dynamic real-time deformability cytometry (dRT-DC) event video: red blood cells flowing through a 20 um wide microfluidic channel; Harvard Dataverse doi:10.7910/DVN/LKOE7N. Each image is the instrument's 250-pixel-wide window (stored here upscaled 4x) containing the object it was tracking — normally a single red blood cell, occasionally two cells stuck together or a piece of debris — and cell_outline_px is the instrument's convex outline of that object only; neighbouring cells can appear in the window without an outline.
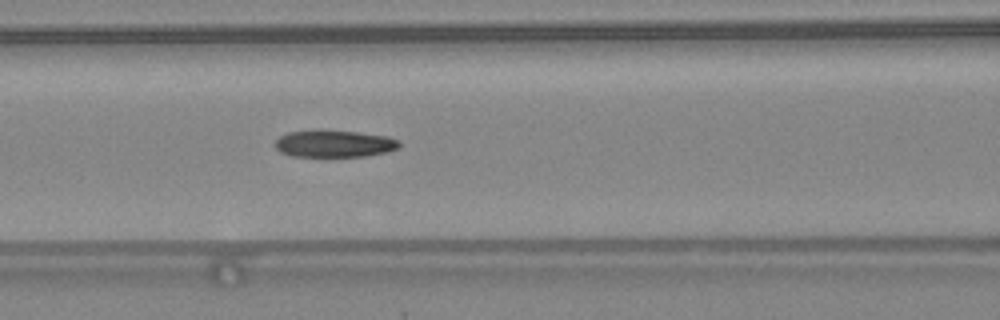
{"species": "common noctule bat (a hibernating species)", "species_latin": "Nyctalus noctula", "temperature_condition": "warm", "stored_images_in_passage": 49, "camera_frame_rate_fps": 3000, "um_per_image_px": 0.085, "animal": {"sex": "female", "body_mass_g": 24.6, "forearm_length_mm": 56.2}, "frame": {"image": 1, "passage_image": 22, "time_ms": 7.0, "image_size_px": [1000, 320], "cell_outline_px": [[400, 148], [388, 152], [368, 156], [292, 156], [280, 152], [276, 148], [276, 140], [280, 136], [288, 132], [320, 128], [360, 132], [388, 136], [400, 140]], "centroid_in_image_um": [28.45, 12.18], "position_along_channel_um": 138.2, "area_um2": 20.17}, "authors_computed_cell_mechanics": {"area_um2": 19.7098, "velocity_mm_per_s": 4.404, "shape_relaxation_time_tau1_ms": 6.5895, "shape_relaxation_time_tau2_ms": 3.7344, "deformation_change_tau1": 0.1983, "deformation_change_tau2": 0.1341}}